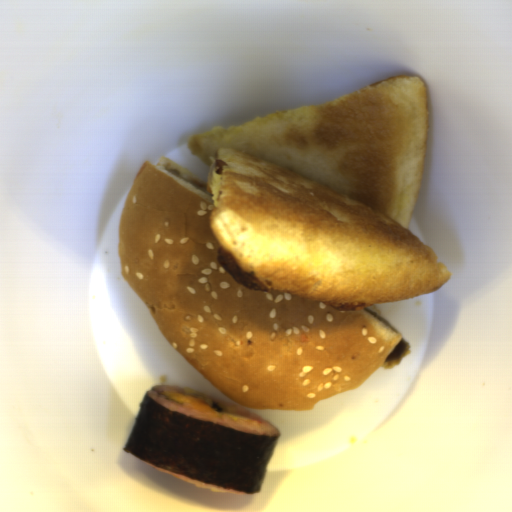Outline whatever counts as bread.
<instances>
[{
  "label": "bread",
  "instance_id": "2",
  "mask_svg": "<svg viewBox=\"0 0 512 512\" xmlns=\"http://www.w3.org/2000/svg\"><path fill=\"white\" fill-rule=\"evenodd\" d=\"M366 308H368L369 310H371L372 312L376 313L377 315H379L380 317L383 318L382 313L376 304H372Z\"/></svg>",
  "mask_w": 512,
  "mask_h": 512
},
{
  "label": "bread",
  "instance_id": "1",
  "mask_svg": "<svg viewBox=\"0 0 512 512\" xmlns=\"http://www.w3.org/2000/svg\"><path fill=\"white\" fill-rule=\"evenodd\" d=\"M208 181L161 157L123 205L121 274L165 341L236 404L310 411L362 386L403 339L366 310L237 283L218 261Z\"/></svg>",
  "mask_w": 512,
  "mask_h": 512
}]
</instances>
